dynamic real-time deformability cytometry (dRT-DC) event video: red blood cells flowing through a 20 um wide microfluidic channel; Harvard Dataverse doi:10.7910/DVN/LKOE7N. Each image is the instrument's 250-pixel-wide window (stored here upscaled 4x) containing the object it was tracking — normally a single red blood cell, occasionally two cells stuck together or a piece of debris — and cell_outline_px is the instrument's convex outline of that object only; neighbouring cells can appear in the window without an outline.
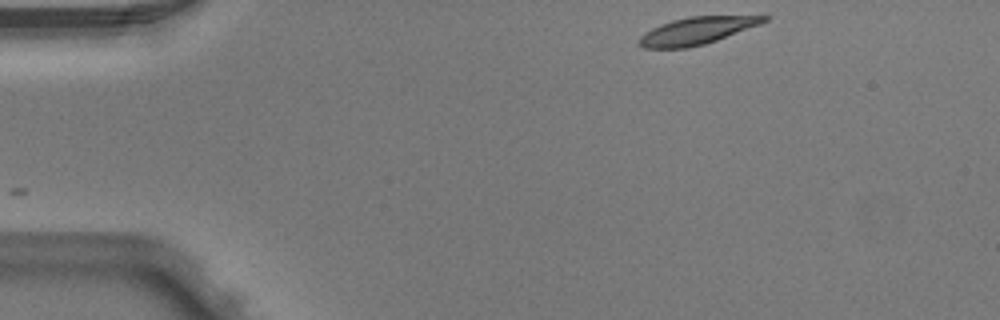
{"species": "Egyptian fruit bat (a non-hibernating species)", "species_latin": "Rousettus aegyptiacus", "temperature_condition": "warm", "stored_images_in_passage": 4, "camera_frame_rate_fps": 3000, "um_per_image_px": 0.085, "animal": {"sex": "male"}, "frame": {"image": 1, "passage_image": 4, "time_ms": 1.0, "image_size_px": [1000, 320], "cell_outline_px": [[768, 20], [760, 24], [716, 40], [704, 44], [688, 48], [644, 48], [640, 44], [640, 36], [644, 32], [660, 24], [672, 20], [688, 16], [768, 16]], "centroid_in_image_um": [59.19, 2.61], "position_along_channel_um": 25.8, "area_um2": 19.54}}